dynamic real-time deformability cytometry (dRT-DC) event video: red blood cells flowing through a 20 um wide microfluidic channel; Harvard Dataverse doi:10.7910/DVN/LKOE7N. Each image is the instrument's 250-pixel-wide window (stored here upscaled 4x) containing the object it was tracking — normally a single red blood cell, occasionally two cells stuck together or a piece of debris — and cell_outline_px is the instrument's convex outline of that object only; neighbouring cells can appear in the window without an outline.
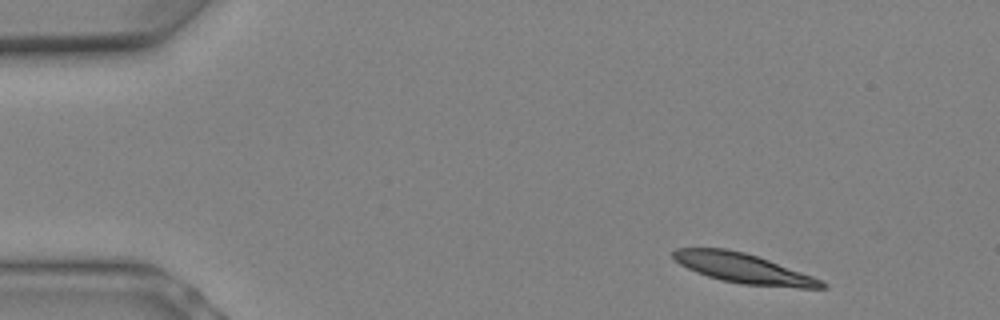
{"species": "Egyptian fruit bat (a non-hibernating species)", "species_latin": "Rousettus aegyptiacus", "temperature_condition": "warm", "stored_images_in_passage": 5, "camera_frame_rate_fps": 3000, "um_per_image_px": 0.085, "animal": {"sex": "female"}, "frame": {"image": 1, "passage_image": 2, "time_ms": 0.333, "image_size_px": [1000, 320], "cell_outline_px": [[828, 288], [800, 288], [740, 284], [720, 280], [696, 272], [680, 264], [672, 256], [672, 252], [676, 248], [728, 248], [744, 252], [768, 260], [812, 276], [828, 284]], "centroid_in_image_um": [63.18, 22.81], "position_along_channel_um": 21.8, "area_um2": 25.61}}